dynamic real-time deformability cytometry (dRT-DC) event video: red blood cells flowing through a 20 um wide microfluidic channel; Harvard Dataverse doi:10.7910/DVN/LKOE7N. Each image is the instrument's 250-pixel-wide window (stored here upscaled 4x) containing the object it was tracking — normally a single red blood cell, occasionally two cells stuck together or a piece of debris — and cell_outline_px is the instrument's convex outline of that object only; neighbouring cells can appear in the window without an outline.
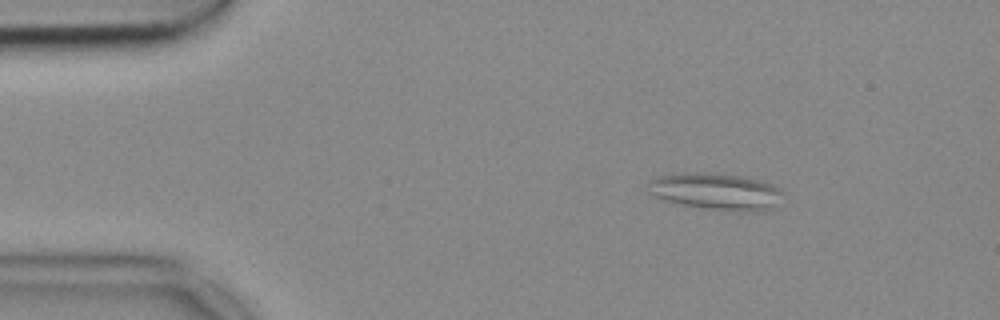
{"species": "common noctule bat (a hibernating species)", "species_latin": "Nyctalus noctula", "temperature_condition": "cold", "stored_images_in_passage": 54, "segment_of_instrument_passage": [1, 2], "camera_frame_rate_fps": 3000, "um_per_image_px": 0.085, "animal": {"sex": "female", "body_mass_g": 18.4}, "frame": {"image": 1, "passage_image": 8, "time_ms": 2.333, "image_size_px": [1000, 320], "cell_outline_px": [[784, 192], [772, 208], [764, 212], [732, 212], [704, 208], [680, 204], [664, 200], [648, 192], [648, 180], [656, 176], [672, 172], [712, 172], [744, 176], [772, 184], [780, 188]], "centroid_in_image_um": [60.83, 16.26], "position_along_channel_um": 24.2, "area_um2": 29.71}}
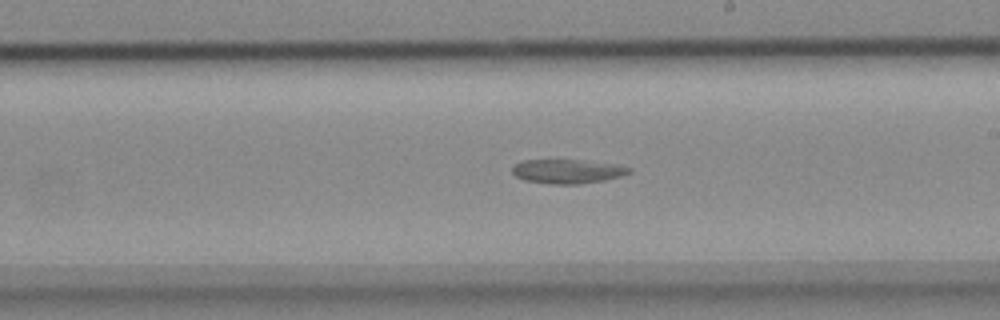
{"frame": {"image": 2, "passage_image": 31, "time_ms": 10.0, "image_size_px": [1000, 320], "cell_outline_px": [[632, 172], [620, 176], [604, 180], [580, 184], [548, 184], [524, 180], [516, 176], [512, 172], [512, 164], [524, 160], [580, 160], [620, 164], [632, 168]], "centroid_in_image_um": [48.24, 14.56], "position_along_channel_um": 240.8, "area_um2": 16.65}}
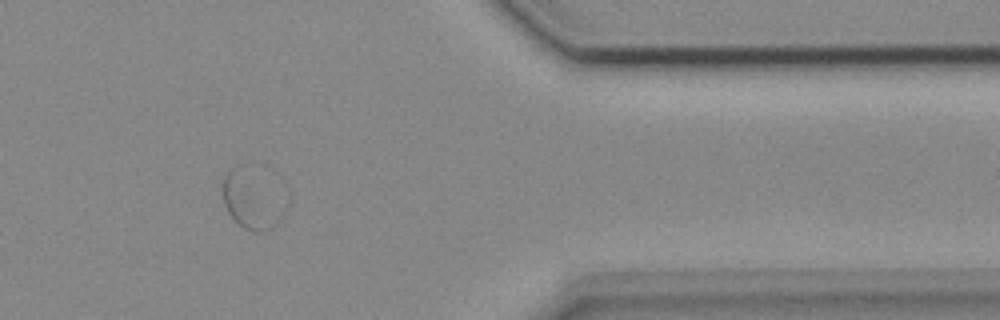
{"frame": {"image": 3, "passage_image": 45, "time_ms": 14.667, "image_size_px": [1000, 320], "cell_outline_px": [[284, 212], [264, 232], [256, 232], [244, 228], [228, 212], [224, 204], [224, 176], [232, 168]], "centroid_in_image_um": [21.13, 17.33], "position_along_channel_um": 390.3, "area_um2": 15.55}}